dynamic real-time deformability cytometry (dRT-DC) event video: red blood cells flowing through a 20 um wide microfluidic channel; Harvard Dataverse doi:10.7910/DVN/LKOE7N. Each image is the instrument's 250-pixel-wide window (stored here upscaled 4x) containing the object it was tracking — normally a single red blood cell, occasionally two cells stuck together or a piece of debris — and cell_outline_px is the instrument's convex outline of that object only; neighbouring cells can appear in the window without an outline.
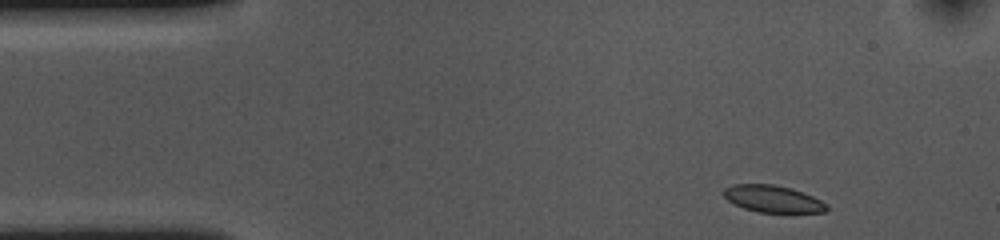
{"species": "common noctule bat (a hibernating species)", "species_latin": "Nyctalus noctula", "temperature_condition": "cold", "stored_images_in_passage": 50, "camera_frame_rate_fps": 3000, "um_per_image_px": 0.085, "animal": {"sex": "female", "body_mass_g": 10.0, "forearm_length_mm": 53.1}, "frame": {"image": 1, "passage_image": 1, "time_ms": 0.0, "image_size_px": [1000, 240], "cell_outline_px": [[828, 208], [824, 212], [760, 212], [744, 208], [728, 200], [724, 196], [724, 188], [732, 184], [772, 184], [792, 188], [812, 196], [828, 204]], "centroid_in_image_um": [65.7, 16.89], "position_along_channel_um": 19.3, "area_um2": 16.01}}
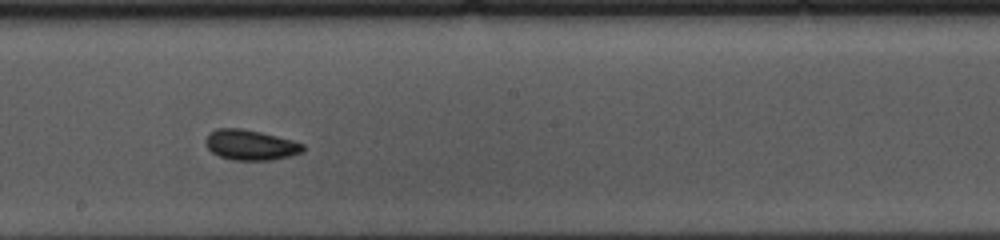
{"frame": {"image": 2, "passage_image": 24, "time_ms": 7.667, "image_size_px": [1000, 240], "cell_outline_px": [[304, 152], [272, 160], [232, 160], [220, 156], [212, 152], [204, 144], [204, 140], [208, 132], [216, 128], [240, 128], [260, 132], [292, 140], [304, 144]], "centroid_in_image_um": [21.25, 12.31], "position_along_channel_um": 226.9, "area_um2": 17.28}}
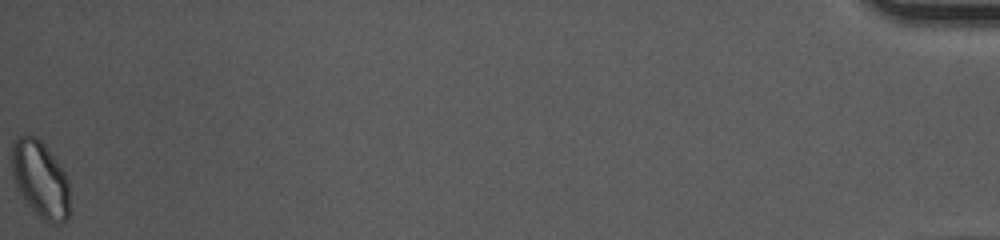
{"frame": {"image": 3, "passage_image": 50, "time_ms": 16.333, "image_size_px": [1000, 240], "cell_outline_px": [[68, 216], [60, 224], [52, 224], [44, 220], [28, 204], [20, 192], [16, 184], [12, 172], [12, 144], [16, 136], [28, 132], [36, 136], [44, 144], [56, 160], [64, 172], [68, 180]], "centroid_in_image_um": [3.41, 15.17], "position_along_channel_um": 431.8, "area_um2": 25.66}, "authors_computed_cell_mechanics": {"area_um2": 17.1377, "velocity_mm_per_s": 3.5823, "shape_relaxation_time_tau1_ms": null, "shape_relaxation_time_tau2_ms": 3.9255, "deformation_change_tau1": null, "deformation_change_tau2": 0.0834}}